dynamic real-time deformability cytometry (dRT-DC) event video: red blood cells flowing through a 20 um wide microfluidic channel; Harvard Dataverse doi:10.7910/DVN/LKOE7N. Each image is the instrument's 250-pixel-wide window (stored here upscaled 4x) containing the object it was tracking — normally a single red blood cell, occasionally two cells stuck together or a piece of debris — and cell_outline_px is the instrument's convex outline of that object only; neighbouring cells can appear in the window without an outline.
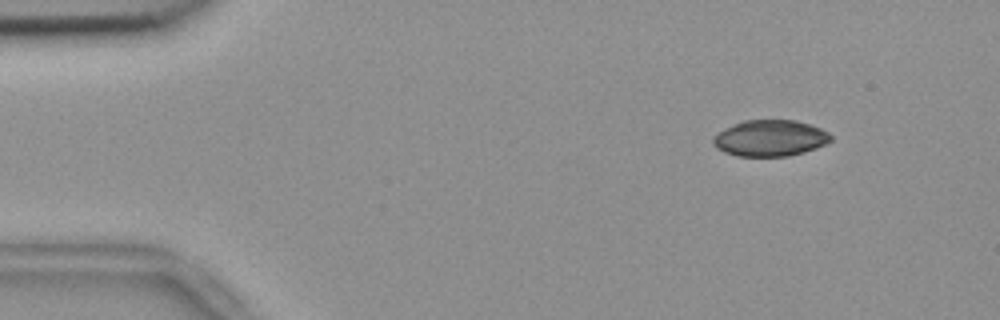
{"species": "common noctule bat (a hibernating species)", "species_latin": "Nyctalus noctula", "temperature_condition": "room temperature", "stored_images_in_passage": 56, "camera_frame_rate_fps": 3000, "um_per_image_px": 0.085, "animal": {"sex": "female", "body_mass_g": 18.4}, "frame": {"image": 1, "passage_image": 7, "time_ms": 2.0, "image_size_px": [1000, 320], "cell_outline_px": [[832, 140], [816, 148], [804, 152], [788, 156], [736, 156], [724, 152], [716, 148], [712, 144], [712, 136], [724, 128], [744, 120], [796, 120], [820, 128], [828, 132], [832, 136]], "centroid_in_image_um": [65.42, 11.74], "position_along_channel_um": 19.6, "area_um2": 24.97}}
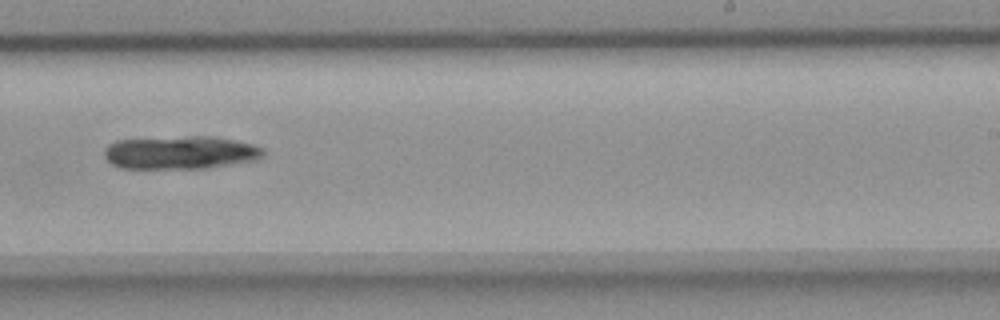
{"frame": {"image": 2, "passage_image": 35, "time_ms": 11.333, "image_size_px": [1000, 320], "cell_outline_px": [[264, 156], [256, 160], [204, 168], [120, 168], [112, 164], [104, 156], [104, 148], [108, 144], [116, 140], [192, 136], [212, 136], [236, 140], [252, 144], [264, 148]], "centroid_in_image_um": [15.33, 12.96], "position_along_channel_um": 273.7, "area_um2": 30.69}}
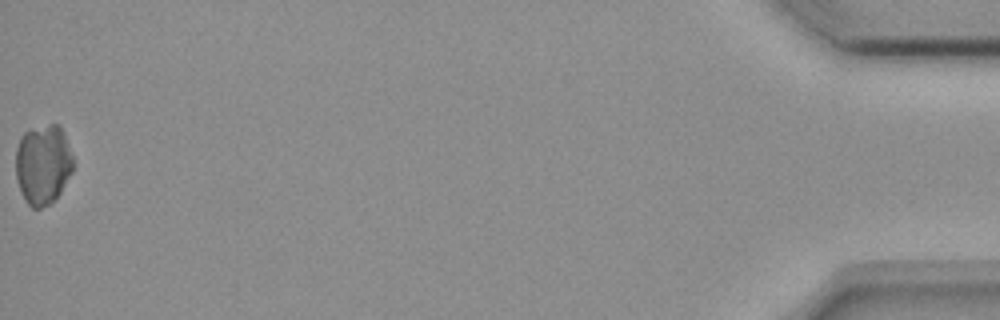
{"frame": {"image": 3, "passage_image": 56, "time_ms": 18.333, "image_size_px": [1000, 320], "cell_outline_px": [[72, 172], [60, 192], [48, 204], [40, 208], [32, 208], [28, 204], [20, 192], [16, 180], [16, 148], [20, 136], [24, 132], [32, 128], [48, 124], [60, 124], [72, 156]], "centroid_in_image_um": [3.62, 13.95], "position_along_channel_um": 431.6, "area_um2": 26.7}}